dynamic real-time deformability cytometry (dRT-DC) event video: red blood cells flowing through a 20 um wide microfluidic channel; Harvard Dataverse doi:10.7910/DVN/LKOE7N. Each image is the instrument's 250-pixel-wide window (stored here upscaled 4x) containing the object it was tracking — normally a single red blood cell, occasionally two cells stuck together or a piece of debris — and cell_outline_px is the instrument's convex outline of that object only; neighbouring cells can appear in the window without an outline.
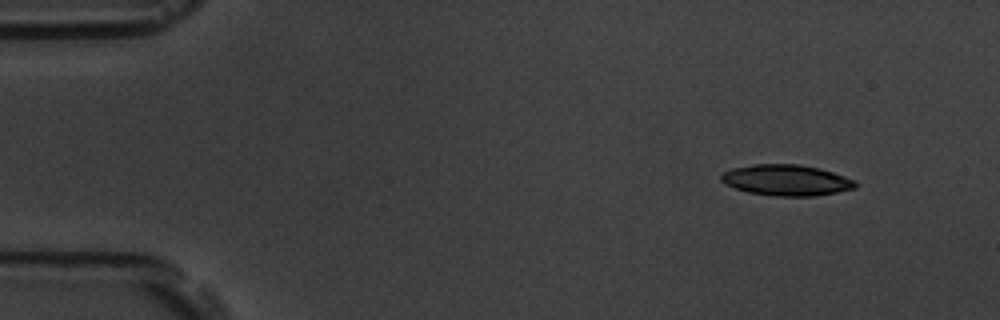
{"species": "common noctule bat (a hibernating species)", "species_latin": "Nyctalus noctula", "temperature_condition": "room temperature", "stored_images_in_passage": 4, "camera_frame_rate_fps": 3000, "um_per_image_px": 0.085, "animal": {"sex": "male", "body_mass_g": 19.5, "forearm_length_mm": 54.6}, "frame": {"image": 1, "passage_image": 1, "time_ms": 0.0, "image_size_px": [1000, 320], "cell_outline_px": [[856, 188], [816, 196], [776, 196], [748, 192], [724, 184], [720, 180], [720, 176], [724, 172], [732, 168], [752, 164], [800, 164], [820, 168], [856, 180]], "centroid_in_image_um": [66.83, 15.31], "position_along_channel_um": 18.2, "area_um2": 24.28}}
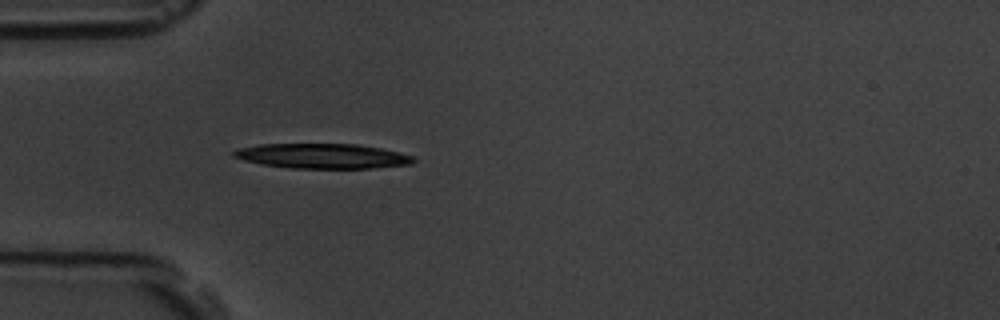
{"frame": {"image": 2, "passage_image": 4, "time_ms": 3.667, "image_size_px": [1000, 320], "cell_outline_px": [[416, 160], [412, 164], [372, 168], [292, 168], [260, 164], [244, 160], [232, 156], [232, 152], [236, 148], [260, 144], [356, 144], [380, 148], [400, 152], [412, 156]], "centroid_in_image_um": [27.38, 13.26], "position_along_channel_um": 57.6, "area_um2": 26.13}}